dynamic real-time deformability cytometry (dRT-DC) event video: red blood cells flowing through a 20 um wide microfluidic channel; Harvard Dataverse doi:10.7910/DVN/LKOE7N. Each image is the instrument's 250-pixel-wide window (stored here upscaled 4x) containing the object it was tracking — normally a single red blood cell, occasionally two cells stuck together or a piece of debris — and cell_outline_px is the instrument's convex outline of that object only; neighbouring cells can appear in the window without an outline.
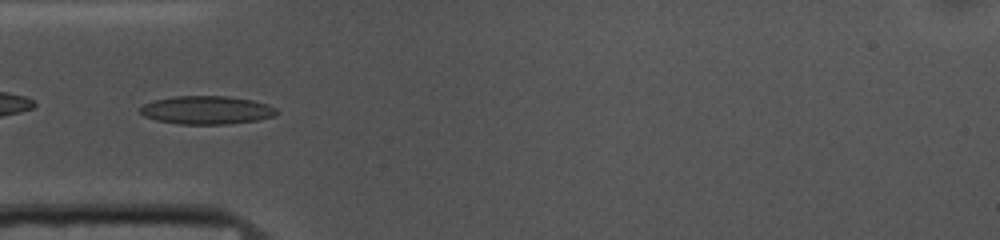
{"species": "common noctule bat (a hibernating species)", "species_latin": "Nyctalus noctula", "temperature_condition": "cold", "stored_images_in_passage": 46, "camera_frame_rate_fps": 3000, "um_per_image_px": 0.085, "animal": {"sex": "female", "body_mass_g": 10.0, "forearm_length_mm": 53.1}, "frame": {"image": 1, "passage_image": 8, "time_ms": 2.333, "image_size_px": [1000, 240], "cell_outline_px": [[280, 112], [276, 116], [256, 120], [228, 124], [176, 124], [156, 120], [144, 116], [140, 112], [140, 108], [144, 104], [156, 100], [176, 96], [228, 96], [252, 100], [268, 104], [276, 108]], "centroid_in_image_um": [17.61, 9.36], "position_along_channel_um": 67.4, "area_um2": 22.54}}
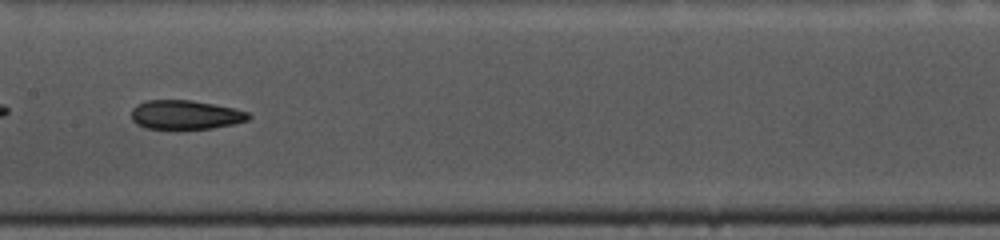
{"frame": {"image": 2, "passage_image": 18, "time_ms": 5.667, "image_size_px": [1000, 240], "cell_outline_px": [[252, 116], [248, 120], [232, 124], [212, 128], [180, 132], [144, 128], [136, 124], [132, 120], [132, 108], [136, 104], [144, 100], [192, 100], [232, 108], [248, 112]], "centroid_in_image_um": [15.7, 9.8], "position_along_channel_um": 191.7, "area_um2": 20.69}}
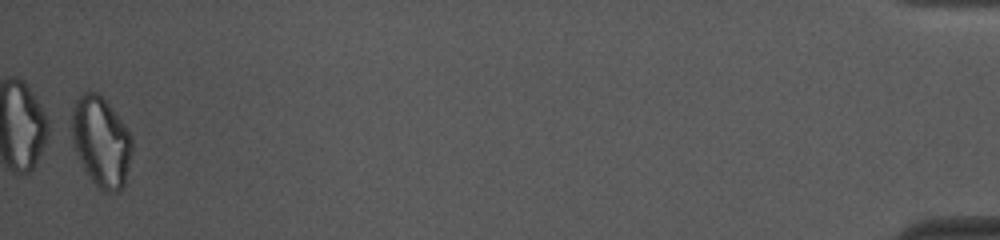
{"frame": {"image": 3, "passage_image": 45, "time_ms": 14.667, "image_size_px": [1000, 240], "cell_outline_px": [[132, 152], [124, 184], [120, 192], [104, 192], [92, 180], [84, 168], [72, 144], [72, 108], [80, 92], [96, 92], [108, 104], [132, 136]], "centroid_in_image_um": [8.58, 12.05], "position_along_channel_um": 426.6, "area_um2": 31.33}, "authors_computed_cell_mechanics": {"area_um2": 21.6461, "velocity_mm_per_s": 3.6955, "shape_relaxation_time_tau1_ms": 8.9, "shape_relaxation_time_tau2_ms": 5.3414, "deformation_change_tau1": 0.1752, "deformation_change_tau2": 0.1304}}